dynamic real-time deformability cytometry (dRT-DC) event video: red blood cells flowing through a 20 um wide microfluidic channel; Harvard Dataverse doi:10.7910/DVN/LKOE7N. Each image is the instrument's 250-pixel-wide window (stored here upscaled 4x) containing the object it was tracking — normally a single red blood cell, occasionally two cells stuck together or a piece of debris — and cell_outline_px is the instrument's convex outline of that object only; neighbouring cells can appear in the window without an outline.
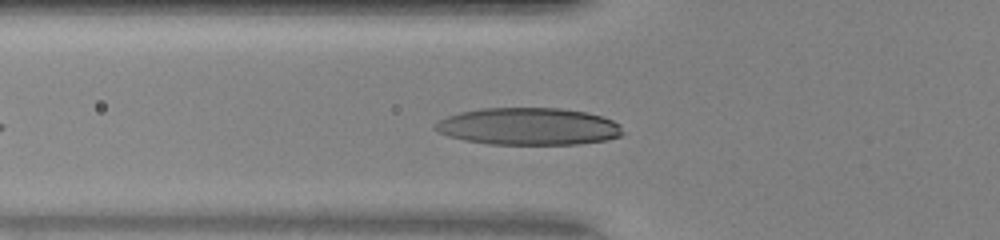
{"species": "human", "species_latin": "Homo sapiens", "temperature_condition": "warm", "stored_images_in_passage": 34, "camera_frame_rate_fps": 3000, "um_per_image_px": 0.085, "donor": {"sex": "female"}, "frame": {"image": 1, "passage_image": 6, "time_ms": 1.667, "image_size_px": [1000, 240], "cell_outline_px": [[624, 132], [620, 136], [608, 140], [576, 144], [488, 144], [464, 140], [448, 136], [436, 132], [432, 128], [440, 120], [448, 116], [460, 112], [480, 108], [560, 108], [588, 112], [612, 120], [620, 124]], "centroid_in_image_um": [44.92, 10.75], "position_along_channel_um": 80.9, "area_um2": 40.86}}
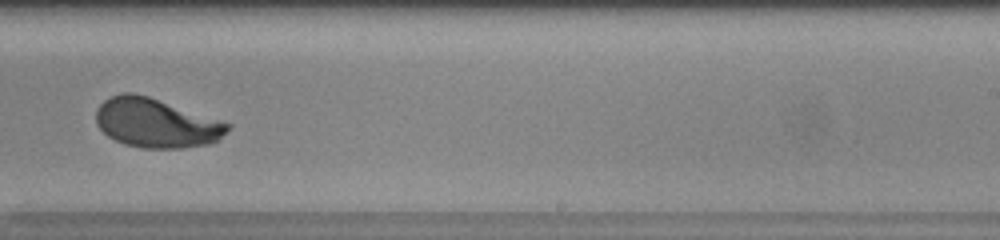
{"frame": {"image": 2, "passage_image": 20, "time_ms": 6.333, "image_size_px": [1000, 240], "cell_outline_px": [[232, 124], [212, 144], [180, 148], [140, 148], [124, 144], [108, 136], [96, 124], [96, 108], [104, 100], [112, 96], [124, 92], [132, 92], [148, 96]], "centroid_in_image_um": [13.23, 10.46], "position_along_channel_um": 275.8, "area_um2": 37.45}, "authors_computed_cell_mechanics": {"area_um2": 38.3503, "velocity_mm_per_s": 4.1714, "shape_relaxation_time_tau1_ms": 3.6101, "shape_relaxation_time_tau2_ms": null, "deformation_change_tau1": 0.2198, "deformation_change_tau2": null}}